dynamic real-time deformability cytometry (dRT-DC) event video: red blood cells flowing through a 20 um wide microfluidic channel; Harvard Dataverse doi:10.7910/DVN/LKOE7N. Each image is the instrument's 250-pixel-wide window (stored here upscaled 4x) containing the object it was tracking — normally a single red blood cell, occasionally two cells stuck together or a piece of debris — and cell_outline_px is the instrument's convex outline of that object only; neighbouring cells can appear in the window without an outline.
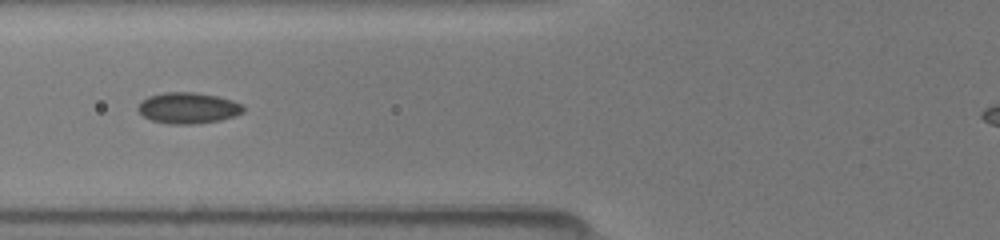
{"species": "common noctule bat (a hibernating species)", "species_latin": "Nyctalus noctula", "temperature_condition": "room temperature", "stored_images_in_passage": 14, "camera_frame_rate_fps": 3000, "um_per_image_px": 0.085, "animal": {"sex": "female", "body_mass_g": 19.5, "forearm_length_mm": 54.1}, "frame": {"image": 1, "passage_image": 10, "time_ms": 5.0, "image_size_px": [1000, 240], "cell_outline_px": [[244, 112], [220, 120], [192, 124], [172, 124], [152, 120], [144, 116], [136, 108], [140, 100], [148, 96], [164, 92], [196, 92], [220, 96], [244, 104]], "centroid_in_image_um": [15.99, 9.16], "position_along_channel_um": 109.8, "area_um2": 19.19}}
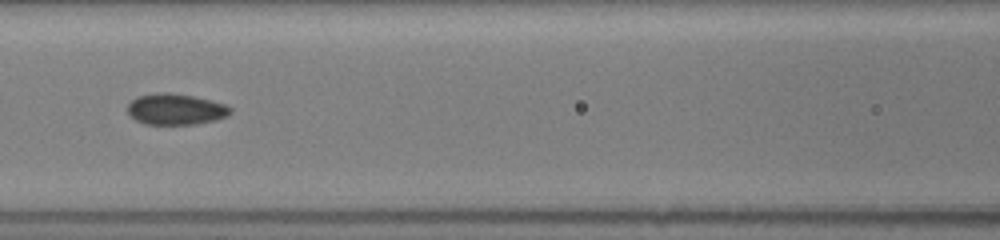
{"frame": {"image": 2, "passage_image": 12, "time_ms": 6.0, "image_size_px": [1000, 240], "cell_outline_px": [[232, 112], [216, 120], [192, 124], [148, 124], [136, 120], [128, 112], [128, 104], [136, 96], [156, 92], [168, 92], [192, 96], [224, 104], [232, 108]], "centroid_in_image_um": [14.9, 9.27], "position_along_channel_um": 151.7, "area_um2": 18.38}}